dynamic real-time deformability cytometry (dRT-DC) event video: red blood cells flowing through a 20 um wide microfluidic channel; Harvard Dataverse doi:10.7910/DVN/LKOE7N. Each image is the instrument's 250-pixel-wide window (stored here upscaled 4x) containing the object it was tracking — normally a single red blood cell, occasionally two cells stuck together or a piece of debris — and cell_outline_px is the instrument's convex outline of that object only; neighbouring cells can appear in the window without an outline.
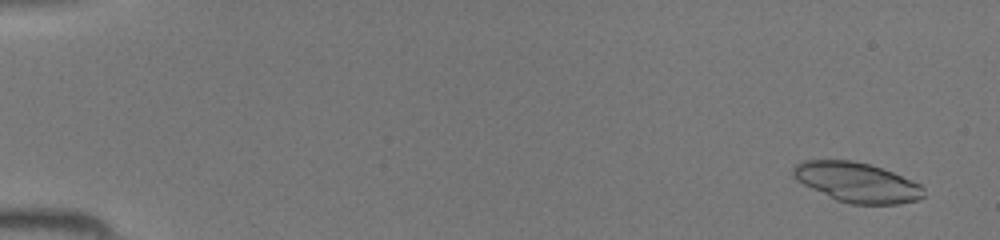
{"species": "common noctule bat (a hibernating species)", "species_latin": "Nyctalus noctula", "temperature_condition": "room temperature", "stored_images_in_passage": 46, "camera_frame_rate_fps": 3000, "um_per_image_px": 0.085, "animal": {"sex": "female", "body_mass_g": 19.5, "forearm_length_mm": 54.1}, "frame": {"image": 1, "passage_image": 3, "time_ms": 0.667, "image_size_px": [1000, 240], "cell_outline_px": [[924, 196], [916, 200], [896, 204], [852, 204], [836, 200], [796, 180], [792, 176], [792, 168], [796, 164], [804, 160], [852, 160], [868, 164], [892, 172], [920, 184], [924, 188]], "centroid_in_image_um": [72.82, 15.49], "position_along_channel_um": 12.2, "area_um2": 30.0}}